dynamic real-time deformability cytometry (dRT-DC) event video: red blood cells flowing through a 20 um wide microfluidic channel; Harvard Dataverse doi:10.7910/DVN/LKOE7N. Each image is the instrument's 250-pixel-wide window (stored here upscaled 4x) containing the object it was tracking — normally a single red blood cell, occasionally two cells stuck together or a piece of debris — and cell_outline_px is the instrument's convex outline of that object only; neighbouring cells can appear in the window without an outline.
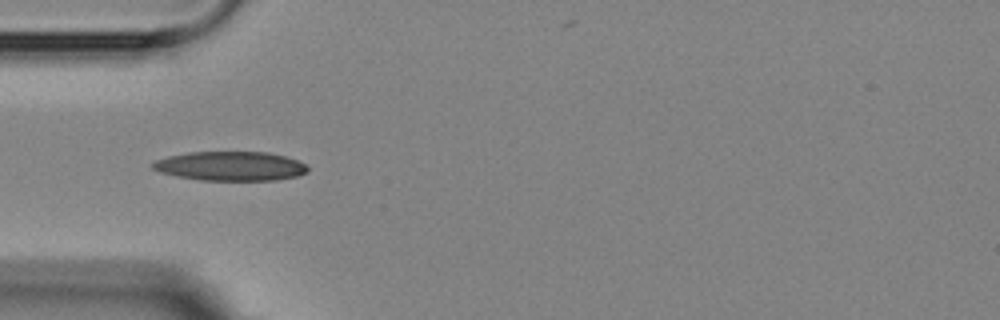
{"species": "Egyptian fruit bat (a non-hibernating species)", "species_latin": "Rousettus aegyptiacus", "temperature_condition": "room temperature", "stored_images_in_passage": 4, "camera_frame_rate_fps": 3000, "um_per_image_px": 0.085, "animal": {"sex": "female"}, "frame": {"image": 1, "passage_image": 4, "time_ms": 3.667, "image_size_px": [1000, 320], "cell_outline_px": [[308, 172], [296, 176], [276, 180], [200, 180], [176, 176], [160, 172], [152, 168], [148, 164], [156, 160], [168, 156], [188, 152], [268, 152], [284, 156], [296, 160], [304, 164], [308, 168]], "centroid_in_image_um": [19.54, 14.12], "position_along_channel_um": 65.5, "area_um2": 26.41}}